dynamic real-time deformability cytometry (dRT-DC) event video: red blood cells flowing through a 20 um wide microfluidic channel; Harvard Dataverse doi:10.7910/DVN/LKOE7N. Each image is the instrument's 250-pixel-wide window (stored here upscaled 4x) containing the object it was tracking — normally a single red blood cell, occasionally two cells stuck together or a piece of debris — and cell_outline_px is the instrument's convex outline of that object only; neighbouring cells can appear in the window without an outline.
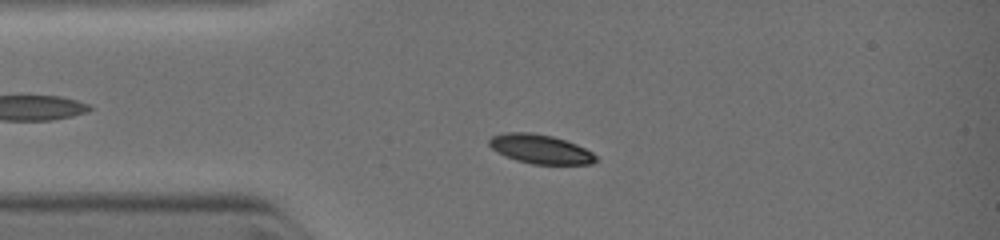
{"species": "common noctule bat (a hibernating species)", "species_latin": "Nyctalus noctula", "temperature_condition": "warm", "stored_images_in_passage": 6, "camera_frame_rate_fps": 3000, "um_per_image_px": 0.085, "animal": {"sex": "female", "body_mass_g": 19.0, "forearm_length_mm": 51.5}, "frame": {"image": 1, "passage_image": 3, "time_ms": 1.667, "image_size_px": [1000, 240], "cell_outline_px": [[596, 160], [592, 164], [532, 164], [516, 160], [504, 156], [492, 148], [488, 144], [488, 140], [492, 136], [500, 132], [532, 132], [552, 136], [576, 144], [592, 152], [596, 156]], "centroid_in_image_um": [45.89, 12.66], "position_along_channel_um": 39.1, "area_um2": 18.15}}
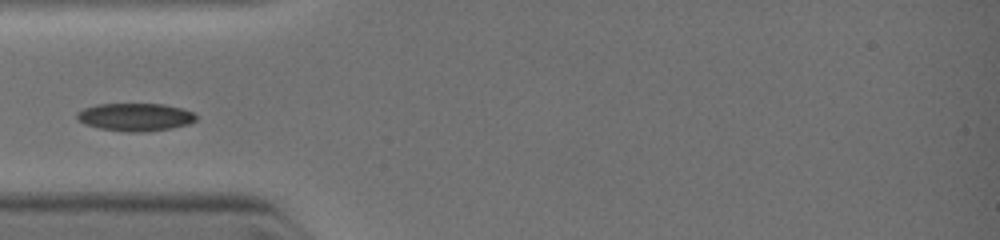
{"frame": {"image": 2, "passage_image": 4, "time_ms": 2.667, "image_size_px": [1000, 240], "cell_outline_px": [[196, 120], [188, 124], [148, 132], [128, 132], [100, 128], [84, 124], [76, 120], [76, 112], [84, 108], [96, 104], [164, 104], [196, 112]], "centroid_in_image_um": [11.47, 9.94], "position_along_channel_um": 73.5, "area_um2": 19.42}}
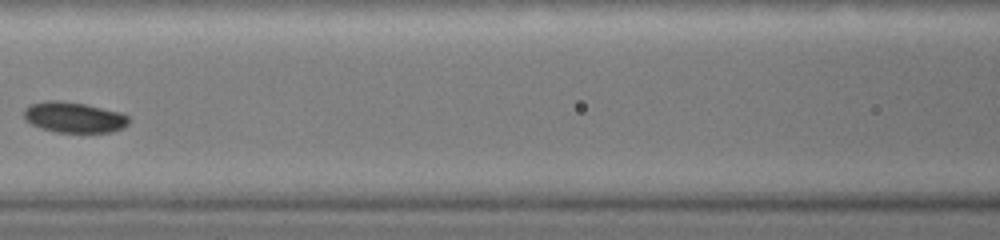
{"frame": {"image": 3, "passage_image": 6, "time_ms": 4.333, "image_size_px": [1000, 240], "cell_outline_px": [[128, 124], [124, 128], [112, 132], [56, 132], [40, 128], [24, 120], [24, 108], [32, 104], [48, 100], [56, 100], [84, 104], [120, 112], [128, 116]], "centroid_in_image_um": [6.28, 9.98], "position_along_channel_um": 160.3, "area_um2": 18.67}}